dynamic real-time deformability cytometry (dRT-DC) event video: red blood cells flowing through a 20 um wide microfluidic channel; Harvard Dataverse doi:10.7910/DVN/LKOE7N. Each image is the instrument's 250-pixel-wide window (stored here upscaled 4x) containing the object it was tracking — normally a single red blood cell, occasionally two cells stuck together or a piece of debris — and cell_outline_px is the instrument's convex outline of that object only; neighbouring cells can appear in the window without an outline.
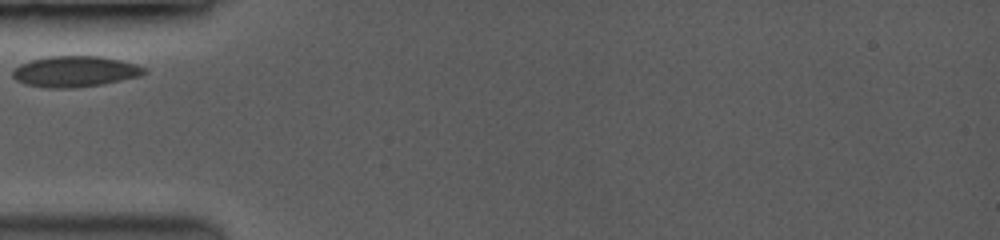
{"species": "common noctule bat (a hibernating species)", "species_latin": "Nyctalus noctula", "temperature_condition": "room temperature", "stored_images_in_passage": 36, "camera_frame_rate_fps": 3500, "um_per_image_px": 0.085, "animal": {"sex": "female", "body_mass_g": 19.0, "forearm_length_mm": 53.3}, "frame": {"image": 1, "passage_image": 1, "time_ms": 0.0, "image_size_px": [1000, 240], "cell_outline_px": [[148, 72], [140, 76], [100, 84], [68, 88], [48, 88], [24, 84], [16, 80], [12, 76], [12, 72], [20, 64], [32, 60], [48, 56], [100, 56], [120, 60], [136, 64], [144, 68]], "centroid_in_image_um": [6.36, 6.07], "position_along_channel_um": 78.6, "area_um2": 23.47}}
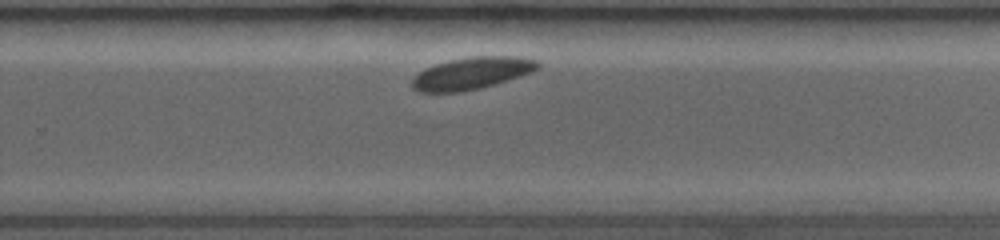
{"frame": {"image": 2, "passage_image": 23, "time_ms": 5.714, "image_size_px": [1000, 240], "cell_outline_px": [[540, 64], [536, 68], [528, 72], [492, 84], [476, 88], [456, 92], [420, 92], [412, 88], [412, 80], [420, 72], [436, 64], [448, 60], [472, 56], [516, 56], [536, 60]], "centroid_in_image_um": [40.04, 6.21], "position_along_channel_um": 289.8, "area_um2": 22.66}}
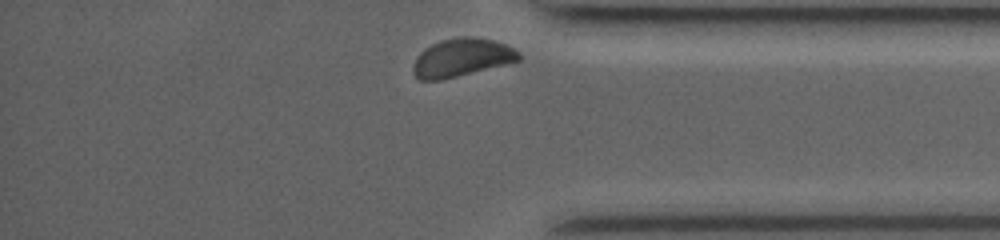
{"frame": {"image": 3, "passage_image": 36, "time_ms": 8.571, "image_size_px": [1000, 240], "cell_outline_px": [[520, 60], [440, 80], [420, 80], [416, 76], [412, 68], [412, 64], [416, 56], [424, 48], [440, 40], [464, 36], [492, 40], [504, 44], [520, 52]], "centroid_in_image_um": [39.19, 4.89], "position_along_channel_um": 396.0, "area_um2": 23.06}}